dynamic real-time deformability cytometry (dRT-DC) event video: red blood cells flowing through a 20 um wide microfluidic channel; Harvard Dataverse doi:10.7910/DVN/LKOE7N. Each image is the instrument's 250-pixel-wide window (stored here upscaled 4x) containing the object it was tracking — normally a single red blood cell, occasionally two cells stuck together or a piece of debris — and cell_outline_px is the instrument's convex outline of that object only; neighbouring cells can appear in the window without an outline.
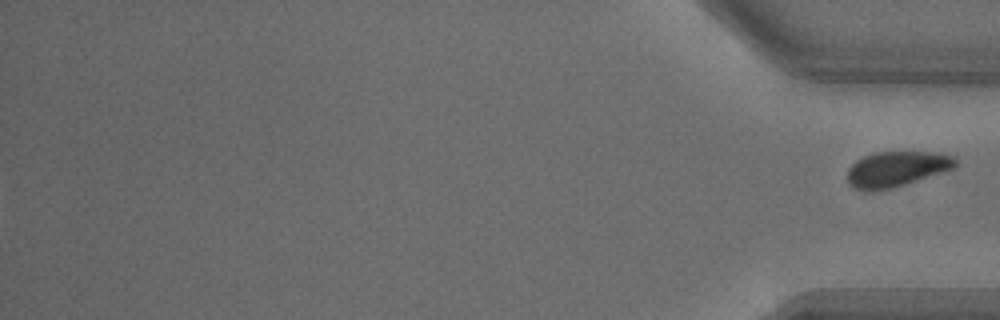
{"species": "common noctule bat (a hibernating species)", "species_latin": "Nyctalus noctula", "temperature_condition": "warm", "stored_images_in_passage": 34, "segment_of_instrument_passage": [2, 2], "camera_frame_rate_fps": 3000, "um_per_image_px": 0.085, "animal": {"sex": "male", "body_mass_g": 18.8}, "frame": {"image": 1, "passage_image": 34, "time_ms": 11.0, "image_size_px": [1000, 320], "cell_outline_px": [[960, 164], [956, 168], [892, 188], [872, 192], [864, 192], [852, 188], [848, 184], [848, 168], [856, 160], [864, 156], [876, 152], [932, 152], [956, 156]], "centroid_in_image_um": [76.22, 14.38], "position_along_channel_um": 359.0, "area_um2": 22.72}}